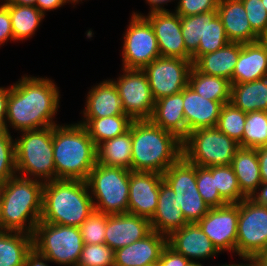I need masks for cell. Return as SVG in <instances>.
Returning <instances> with one entry per match:
<instances>
[{
	"label": "cell",
	"mask_w": 267,
	"mask_h": 266,
	"mask_svg": "<svg viewBox=\"0 0 267 266\" xmlns=\"http://www.w3.org/2000/svg\"><path fill=\"white\" fill-rule=\"evenodd\" d=\"M132 14L144 16L150 22L161 56L192 60V55L185 48L181 32V17L177 13L172 10L152 12L147 16L135 11Z\"/></svg>",
	"instance_id": "16"
},
{
	"label": "cell",
	"mask_w": 267,
	"mask_h": 266,
	"mask_svg": "<svg viewBox=\"0 0 267 266\" xmlns=\"http://www.w3.org/2000/svg\"><path fill=\"white\" fill-rule=\"evenodd\" d=\"M150 120L183 141L188 135L183 109V90L156 100Z\"/></svg>",
	"instance_id": "26"
},
{
	"label": "cell",
	"mask_w": 267,
	"mask_h": 266,
	"mask_svg": "<svg viewBox=\"0 0 267 266\" xmlns=\"http://www.w3.org/2000/svg\"><path fill=\"white\" fill-rule=\"evenodd\" d=\"M241 43L230 42L221 49L200 56L193 66L201 73L225 78L231 82Z\"/></svg>",
	"instance_id": "27"
},
{
	"label": "cell",
	"mask_w": 267,
	"mask_h": 266,
	"mask_svg": "<svg viewBox=\"0 0 267 266\" xmlns=\"http://www.w3.org/2000/svg\"><path fill=\"white\" fill-rule=\"evenodd\" d=\"M56 179L86 181L97 164V146L87 129L77 123L53 126Z\"/></svg>",
	"instance_id": "3"
},
{
	"label": "cell",
	"mask_w": 267,
	"mask_h": 266,
	"mask_svg": "<svg viewBox=\"0 0 267 266\" xmlns=\"http://www.w3.org/2000/svg\"><path fill=\"white\" fill-rule=\"evenodd\" d=\"M84 244H102L105 241L106 214L93 211L79 226Z\"/></svg>",
	"instance_id": "43"
},
{
	"label": "cell",
	"mask_w": 267,
	"mask_h": 266,
	"mask_svg": "<svg viewBox=\"0 0 267 266\" xmlns=\"http://www.w3.org/2000/svg\"><path fill=\"white\" fill-rule=\"evenodd\" d=\"M212 175L220 196L227 203H239L246 197L241 193L238 179L231 165L212 166Z\"/></svg>",
	"instance_id": "38"
},
{
	"label": "cell",
	"mask_w": 267,
	"mask_h": 266,
	"mask_svg": "<svg viewBox=\"0 0 267 266\" xmlns=\"http://www.w3.org/2000/svg\"><path fill=\"white\" fill-rule=\"evenodd\" d=\"M60 90L48 77L21 76L9 86L5 130L21 132L56 126ZM55 116V117H54Z\"/></svg>",
	"instance_id": "1"
},
{
	"label": "cell",
	"mask_w": 267,
	"mask_h": 266,
	"mask_svg": "<svg viewBox=\"0 0 267 266\" xmlns=\"http://www.w3.org/2000/svg\"><path fill=\"white\" fill-rule=\"evenodd\" d=\"M133 119L129 115H115L103 118H82L83 125L96 146L105 140L117 137L130 129Z\"/></svg>",
	"instance_id": "32"
},
{
	"label": "cell",
	"mask_w": 267,
	"mask_h": 266,
	"mask_svg": "<svg viewBox=\"0 0 267 266\" xmlns=\"http://www.w3.org/2000/svg\"><path fill=\"white\" fill-rule=\"evenodd\" d=\"M146 3L150 6L149 13L152 12H163V11H170L166 8H164V5L168 4L169 2L175 1V0H145Z\"/></svg>",
	"instance_id": "53"
},
{
	"label": "cell",
	"mask_w": 267,
	"mask_h": 266,
	"mask_svg": "<svg viewBox=\"0 0 267 266\" xmlns=\"http://www.w3.org/2000/svg\"><path fill=\"white\" fill-rule=\"evenodd\" d=\"M167 244L189 261L207 260L220 254L198 223H187L174 231L167 237Z\"/></svg>",
	"instance_id": "19"
},
{
	"label": "cell",
	"mask_w": 267,
	"mask_h": 266,
	"mask_svg": "<svg viewBox=\"0 0 267 266\" xmlns=\"http://www.w3.org/2000/svg\"><path fill=\"white\" fill-rule=\"evenodd\" d=\"M167 237L152 230L141 240L114 251V266H150L158 263Z\"/></svg>",
	"instance_id": "20"
},
{
	"label": "cell",
	"mask_w": 267,
	"mask_h": 266,
	"mask_svg": "<svg viewBox=\"0 0 267 266\" xmlns=\"http://www.w3.org/2000/svg\"><path fill=\"white\" fill-rule=\"evenodd\" d=\"M247 113L228 102L223 104L216 127L242 147V137Z\"/></svg>",
	"instance_id": "36"
},
{
	"label": "cell",
	"mask_w": 267,
	"mask_h": 266,
	"mask_svg": "<svg viewBox=\"0 0 267 266\" xmlns=\"http://www.w3.org/2000/svg\"><path fill=\"white\" fill-rule=\"evenodd\" d=\"M123 74L111 79L116 86L124 113L133 120L150 119L155 106L149 81L142 69H126Z\"/></svg>",
	"instance_id": "13"
},
{
	"label": "cell",
	"mask_w": 267,
	"mask_h": 266,
	"mask_svg": "<svg viewBox=\"0 0 267 266\" xmlns=\"http://www.w3.org/2000/svg\"><path fill=\"white\" fill-rule=\"evenodd\" d=\"M243 112H267V77L247 83L232 84L231 99Z\"/></svg>",
	"instance_id": "30"
},
{
	"label": "cell",
	"mask_w": 267,
	"mask_h": 266,
	"mask_svg": "<svg viewBox=\"0 0 267 266\" xmlns=\"http://www.w3.org/2000/svg\"><path fill=\"white\" fill-rule=\"evenodd\" d=\"M242 261H246L245 263L240 262L237 264V266H258L253 260H242Z\"/></svg>",
	"instance_id": "56"
},
{
	"label": "cell",
	"mask_w": 267,
	"mask_h": 266,
	"mask_svg": "<svg viewBox=\"0 0 267 266\" xmlns=\"http://www.w3.org/2000/svg\"><path fill=\"white\" fill-rule=\"evenodd\" d=\"M210 266H211V265H210ZM212 266H213V265H212ZM215 266H216V265H215ZM217 266H237V264H236V263H235V264H229V263L227 264V263H226V264H223V265L221 264V265H217Z\"/></svg>",
	"instance_id": "59"
},
{
	"label": "cell",
	"mask_w": 267,
	"mask_h": 266,
	"mask_svg": "<svg viewBox=\"0 0 267 266\" xmlns=\"http://www.w3.org/2000/svg\"><path fill=\"white\" fill-rule=\"evenodd\" d=\"M239 148V143L217 127L194 130L182 141L183 157L200 167L231 165Z\"/></svg>",
	"instance_id": "9"
},
{
	"label": "cell",
	"mask_w": 267,
	"mask_h": 266,
	"mask_svg": "<svg viewBox=\"0 0 267 266\" xmlns=\"http://www.w3.org/2000/svg\"><path fill=\"white\" fill-rule=\"evenodd\" d=\"M77 266H114V250L105 243L84 244Z\"/></svg>",
	"instance_id": "41"
},
{
	"label": "cell",
	"mask_w": 267,
	"mask_h": 266,
	"mask_svg": "<svg viewBox=\"0 0 267 266\" xmlns=\"http://www.w3.org/2000/svg\"><path fill=\"white\" fill-rule=\"evenodd\" d=\"M130 171L97 163L86 180L94 210L104 214L128 213Z\"/></svg>",
	"instance_id": "7"
},
{
	"label": "cell",
	"mask_w": 267,
	"mask_h": 266,
	"mask_svg": "<svg viewBox=\"0 0 267 266\" xmlns=\"http://www.w3.org/2000/svg\"><path fill=\"white\" fill-rule=\"evenodd\" d=\"M5 5L9 9L14 41L28 40L33 37L45 15L35 6Z\"/></svg>",
	"instance_id": "34"
},
{
	"label": "cell",
	"mask_w": 267,
	"mask_h": 266,
	"mask_svg": "<svg viewBox=\"0 0 267 266\" xmlns=\"http://www.w3.org/2000/svg\"><path fill=\"white\" fill-rule=\"evenodd\" d=\"M9 97V86L0 87V129H5L7 116V101Z\"/></svg>",
	"instance_id": "49"
},
{
	"label": "cell",
	"mask_w": 267,
	"mask_h": 266,
	"mask_svg": "<svg viewBox=\"0 0 267 266\" xmlns=\"http://www.w3.org/2000/svg\"><path fill=\"white\" fill-rule=\"evenodd\" d=\"M187 266H203L200 261H189Z\"/></svg>",
	"instance_id": "58"
},
{
	"label": "cell",
	"mask_w": 267,
	"mask_h": 266,
	"mask_svg": "<svg viewBox=\"0 0 267 266\" xmlns=\"http://www.w3.org/2000/svg\"><path fill=\"white\" fill-rule=\"evenodd\" d=\"M258 155L261 181L267 183V146L256 148Z\"/></svg>",
	"instance_id": "50"
},
{
	"label": "cell",
	"mask_w": 267,
	"mask_h": 266,
	"mask_svg": "<svg viewBox=\"0 0 267 266\" xmlns=\"http://www.w3.org/2000/svg\"><path fill=\"white\" fill-rule=\"evenodd\" d=\"M252 260L258 266H267V251L255 256Z\"/></svg>",
	"instance_id": "54"
},
{
	"label": "cell",
	"mask_w": 267,
	"mask_h": 266,
	"mask_svg": "<svg viewBox=\"0 0 267 266\" xmlns=\"http://www.w3.org/2000/svg\"><path fill=\"white\" fill-rule=\"evenodd\" d=\"M188 85L205 99L222 104L230 102L232 84L225 78L203 74L192 66Z\"/></svg>",
	"instance_id": "33"
},
{
	"label": "cell",
	"mask_w": 267,
	"mask_h": 266,
	"mask_svg": "<svg viewBox=\"0 0 267 266\" xmlns=\"http://www.w3.org/2000/svg\"><path fill=\"white\" fill-rule=\"evenodd\" d=\"M150 220L131 213L106 214L105 241L114 251L141 240L150 232Z\"/></svg>",
	"instance_id": "18"
},
{
	"label": "cell",
	"mask_w": 267,
	"mask_h": 266,
	"mask_svg": "<svg viewBox=\"0 0 267 266\" xmlns=\"http://www.w3.org/2000/svg\"><path fill=\"white\" fill-rule=\"evenodd\" d=\"M4 4L29 5L36 7V0H8Z\"/></svg>",
	"instance_id": "55"
},
{
	"label": "cell",
	"mask_w": 267,
	"mask_h": 266,
	"mask_svg": "<svg viewBox=\"0 0 267 266\" xmlns=\"http://www.w3.org/2000/svg\"><path fill=\"white\" fill-rule=\"evenodd\" d=\"M219 0H178L174 12L180 17L217 10Z\"/></svg>",
	"instance_id": "45"
},
{
	"label": "cell",
	"mask_w": 267,
	"mask_h": 266,
	"mask_svg": "<svg viewBox=\"0 0 267 266\" xmlns=\"http://www.w3.org/2000/svg\"><path fill=\"white\" fill-rule=\"evenodd\" d=\"M174 196L173 189L163 180L160 184L157 208L150 224L152 230L166 237L188 223Z\"/></svg>",
	"instance_id": "23"
},
{
	"label": "cell",
	"mask_w": 267,
	"mask_h": 266,
	"mask_svg": "<svg viewBox=\"0 0 267 266\" xmlns=\"http://www.w3.org/2000/svg\"><path fill=\"white\" fill-rule=\"evenodd\" d=\"M231 166L238 179L241 193L246 198H251L262 183L256 149L240 147L232 159Z\"/></svg>",
	"instance_id": "28"
},
{
	"label": "cell",
	"mask_w": 267,
	"mask_h": 266,
	"mask_svg": "<svg viewBox=\"0 0 267 266\" xmlns=\"http://www.w3.org/2000/svg\"><path fill=\"white\" fill-rule=\"evenodd\" d=\"M252 31L261 39L267 36V10L262 0H241Z\"/></svg>",
	"instance_id": "44"
},
{
	"label": "cell",
	"mask_w": 267,
	"mask_h": 266,
	"mask_svg": "<svg viewBox=\"0 0 267 266\" xmlns=\"http://www.w3.org/2000/svg\"><path fill=\"white\" fill-rule=\"evenodd\" d=\"M267 146V112H248L242 137V148Z\"/></svg>",
	"instance_id": "37"
},
{
	"label": "cell",
	"mask_w": 267,
	"mask_h": 266,
	"mask_svg": "<svg viewBox=\"0 0 267 266\" xmlns=\"http://www.w3.org/2000/svg\"><path fill=\"white\" fill-rule=\"evenodd\" d=\"M267 77V48L260 39L242 44L231 84L247 83Z\"/></svg>",
	"instance_id": "24"
},
{
	"label": "cell",
	"mask_w": 267,
	"mask_h": 266,
	"mask_svg": "<svg viewBox=\"0 0 267 266\" xmlns=\"http://www.w3.org/2000/svg\"><path fill=\"white\" fill-rule=\"evenodd\" d=\"M72 4L75 7L74 0H36V7L44 14L48 11L59 9L66 4Z\"/></svg>",
	"instance_id": "48"
},
{
	"label": "cell",
	"mask_w": 267,
	"mask_h": 266,
	"mask_svg": "<svg viewBox=\"0 0 267 266\" xmlns=\"http://www.w3.org/2000/svg\"><path fill=\"white\" fill-rule=\"evenodd\" d=\"M261 40L264 42V44L267 48V36H264L263 38H261Z\"/></svg>",
	"instance_id": "60"
},
{
	"label": "cell",
	"mask_w": 267,
	"mask_h": 266,
	"mask_svg": "<svg viewBox=\"0 0 267 266\" xmlns=\"http://www.w3.org/2000/svg\"><path fill=\"white\" fill-rule=\"evenodd\" d=\"M223 104L196 93L189 85L183 89V109L188 134L201 128L216 127Z\"/></svg>",
	"instance_id": "21"
},
{
	"label": "cell",
	"mask_w": 267,
	"mask_h": 266,
	"mask_svg": "<svg viewBox=\"0 0 267 266\" xmlns=\"http://www.w3.org/2000/svg\"><path fill=\"white\" fill-rule=\"evenodd\" d=\"M238 218L239 203H228L210 208L198 225L220 253L236 254Z\"/></svg>",
	"instance_id": "15"
},
{
	"label": "cell",
	"mask_w": 267,
	"mask_h": 266,
	"mask_svg": "<svg viewBox=\"0 0 267 266\" xmlns=\"http://www.w3.org/2000/svg\"><path fill=\"white\" fill-rule=\"evenodd\" d=\"M192 60L159 56L142 70L156 100L181 92L187 85Z\"/></svg>",
	"instance_id": "14"
},
{
	"label": "cell",
	"mask_w": 267,
	"mask_h": 266,
	"mask_svg": "<svg viewBox=\"0 0 267 266\" xmlns=\"http://www.w3.org/2000/svg\"><path fill=\"white\" fill-rule=\"evenodd\" d=\"M162 174L130 171L128 213L151 219L156 211Z\"/></svg>",
	"instance_id": "17"
},
{
	"label": "cell",
	"mask_w": 267,
	"mask_h": 266,
	"mask_svg": "<svg viewBox=\"0 0 267 266\" xmlns=\"http://www.w3.org/2000/svg\"><path fill=\"white\" fill-rule=\"evenodd\" d=\"M15 141L17 175L48 182L56 179L53 126L18 132Z\"/></svg>",
	"instance_id": "6"
},
{
	"label": "cell",
	"mask_w": 267,
	"mask_h": 266,
	"mask_svg": "<svg viewBox=\"0 0 267 266\" xmlns=\"http://www.w3.org/2000/svg\"><path fill=\"white\" fill-rule=\"evenodd\" d=\"M267 251V206L251 198L239 202L236 255L252 260Z\"/></svg>",
	"instance_id": "10"
},
{
	"label": "cell",
	"mask_w": 267,
	"mask_h": 266,
	"mask_svg": "<svg viewBox=\"0 0 267 266\" xmlns=\"http://www.w3.org/2000/svg\"><path fill=\"white\" fill-rule=\"evenodd\" d=\"M81 114H83L82 118L127 115L124 113L118 90L111 79H105L91 87Z\"/></svg>",
	"instance_id": "25"
},
{
	"label": "cell",
	"mask_w": 267,
	"mask_h": 266,
	"mask_svg": "<svg viewBox=\"0 0 267 266\" xmlns=\"http://www.w3.org/2000/svg\"><path fill=\"white\" fill-rule=\"evenodd\" d=\"M228 43L230 41L227 38L221 19L217 15V10L205 12L203 38H200L198 50L192 55V63L200 56L221 49Z\"/></svg>",
	"instance_id": "35"
},
{
	"label": "cell",
	"mask_w": 267,
	"mask_h": 266,
	"mask_svg": "<svg viewBox=\"0 0 267 266\" xmlns=\"http://www.w3.org/2000/svg\"><path fill=\"white\" fill-rule=\"evenodd\" d=\"M17 175L15 141L5 129H0V182H6Z\"/></svg>",
	"instance_id": "40"
},
{
	"label": "cell",
	"mask_w": 267,
	"mask_h": 266,
	"mask_svg": "<svg viewBox=\"0 0 267 266\" xmlns=\"http://www.w3.org/2000/svg\"><path fill=\"white\" fill-rule=\"evenodd\" d=\"M204 13L181 17V32L186 50L193 55L203 38Z\"/></svg>",
	"instance_id": "42"
},
{
	"label": "cell",
	"mask_w": 267,
	"mask_h": 266,
	"mask_svg": "<svg viewBox=\"0 0 267 266\" xmlns=\"http://www.w3.org/2000/svg\"><path fill=\"white\" fill-rule=\"evenodd\" d=\"M2 199H3V182H0V216L2 209Z\"/></svg>",
	"instance_id": "57"
},
{
	"label": "cell",
	"mask_w": 267,
	"mask_h": 266,
	"mask_svg": "<svg viewBox=\"0 0 267 266\" xmlns=\"http://www.w3.org/2000/svg\"><path fill=\"white\" fill-rule=\"evenodd\" d=\"M150 266H159V265H158V263H156V264H153V265H150Z\"/></svg>",
	"instance_id": "64"
},
{
	"label": "cell",
	"mask_w": 267,
	"mask_h": 266,
	"mask_svg": "<svg viewBox=\"0 0 267 266\" xmlns=\"http://www.w3.org/2000/svg\"><path fill=\"white\" fill-rule=\"evenodd\" d=\"M33 251V235L0 231V266H26Z\"/></svg>",
	"instance_id": "29"
},
{
	"label": "cell",
	"mask_w": 267,
	"mask_h": 266,
	"mask_svg": "<svg viewBox=\"0 0 267 266\" xmlns=\"http://www.w3.org/2000/svg\"><path fill=\"white\" fill-rule=\"evenodd\" d=\"M9 40L14 42L9 9L4 3H0V46H4Z\"/></svg>",
	"instance_id": "46"
},
{
	"label": "cell",
	"mask_w": 267,
	"mask_h": 266,
	"mask_svg": "<svg viewBox=\"0 0 267 266\" xmlns=\"http://www.w3.org/2000/svg\"><path fill=\"white\" fill-rule=\"evenodd\" d=\"M196 184L202 199L210 206V208L221 207L228 204L219 194L215 177L212 175V166L200 167L196 166Z\"/></svg>",
	"instance_id": "39"
},
{
	"label": "cell",
	"mask_w": 267,
	"mask_h": 266,
	"mask_svg": "<svg viewBox=\"0 0 267 266\" xmlns=\"http://www.w3.org/2000/svg\"><path fill=\"white\" fill-rule=\"evenodd\" d=\"M97 163L108 167H122L131 170L132 140L130 129L97 146Z\"/></svg>",
	"instance_id": "31"
},
{
	"label": "cell",
	"mask_w": 267,
	"mask_h": 266,
	"mask_svg": "<svg viewBox=\"0 0 267 266\" xmlns=\"http://www.w3.org/2000/svg\"><path fill=\"white\" fill-rule=\"evenodd\" d=\"M75 1V3L77 4H79L80 3V1L82 2L83 0H74Z\"/></svg>",
	"instance_id": "62"
},
{
	"label": "cell",
	"mask_w": 267,
	"mask_h": 266,
	"mask_svg": "<svg viewBox=\"0 0 267 266\" xmlns=\"http://www.w3.org/2000/svg\"><path fill=\"white\" fill-rule=\"evenodd\" d=\"M122 40L123 68L143 69L161 56L154 29L144 16L131 15Z\"/></svg>",
	"instance_id": "12"
},
{
	"label": "cell",
	"mask_w": 267,
	"mask_h": 266,
	"mask_svg": "<svg viewBox=\"0 0 267 266\" xmlns=\"http://www.w3.org/2000/svg\"><path fill=\"white\" fill-rule=\"evenodd\" d=\"M94 211L86 181L44 182L41 222L79 227Z\"/></svg>",
	"instance_id": "5"
},
{
	"label": "cell",
	"mask_w": 267,
	"mask_h": 266,
	"mask_svg": "<svg viewBox=\"0 0 267 266\" xmlns=\"http://www.w3.org/2000/svg\"><path fill=\"white\" fill-rule=\"evenodd\" d=\"M8 0H0V3H6Z\"/></svg>",
	"instance_id": "63"
},
{
	"label": "cell",
	"mask_w": 267,
	"mask_h": 266,
	"mask_svg": "<svg viewBox=\"0 0 267 266\" xmlns=\"http://www.w3.org/2000/svg\"><path fill=\"white\" fill-rule=\"evenodd\" d=\"M217 15L230 42L246 44L260 40L252 31L241 0H219Z\"/></svg>",
	"instance_id": "22"
},
{
	"label": "cell",
	"mask_w": 267,
	"mask_h": 266,
	"mask_svg": "<svg viewBox=\"0 0 267 266\" xmlns=\"http://www.w3.org/2000/svg\"><path fill=\"white\" fill-rule=\"evenodd\" d=\"M163 180L173 189L175 199L188 223H198L210 206L202 199L196 184V165L183 156L163 174Z\"/></svg>",
	"instance_id": "11"
},
{
	"label": "cell",
	"mask_w": 267,
	"mask_h": 266,
	"mask_svg": "<svg viewBox=\"0 0 267 266\" xmlns=\"http://www.w3.org/2000/svg\"><path fill=\"white\" fill-rule=\"evenodd\" d=\"M189 260L182 254L177 253L168 244L163 248L158 265L159 266H187Z\"/></svg>",
	"instance_id": "47"
},
{
	"label": "cell",
	"mask_w": 267,
	"mask_h": 266,
	"mask_svg": "<svg viewBox=\"0 0 267 266\" xmlns=\"http://www.w3.org/2000/svg\"><path fill=\"white\" fill-rule=\"evenodd\" d=\"M251 199L258 204L267 206V183L262 182L257 191L251 196Z\"/></svg>",
	"instance_id": "51"
},
{
	"label": "cell",
	"mask_w": 267,
	"mask_h": 266,
	"mask_svg": "<svg viewBox=\"0 0 267 266\" xmlns=\"http://www.w3.org/2000/svg\"><path fill=\"white\" fill-rule=\"evenodd\" d=\"M131 171L163 174L183 156L182 140L150 119L131 124Z\"/></svg>",
	"instance_id": "2"
},
{
	"label": "cell",
	"mask_w": 267,
	"mask_h": 266,
	"mask_svg": "<svg viewBox=\"0 0 267 266\" xmlns=\"http://www.w3.org/2000/svg\"><path fill=\"white\" fill-rule=\"evenodd\" d=\"M43 185L19 175L3 183L0 231L34 234L42 215Z\"/></svg>",
	"instance_id": "4"
},
{
	"label": "cell",
	"mask_w": 267,
	"mask_h": 266,
	"mask_svg": "<svg viewBox=\"0 0 267 266\" xmlns=\"http://www.w3.org/2000/svg\"><path fill=\"white\" fill-rule=\"evenodd\" d=\"M48 263H52V262L42 257L36 251L33 250L28 256L26 266H49Z\"/></svg>",
	"instance_id": "52"
},
{
	"label": "cell",
	"mask_w": 267,
	"mask_h": 266,
	"mask_svg": "<svg viewBox=\"0 0 267 266\" xmlns=\"http://www.w3.org/2000/svg\"><path fill=\"white\" fill-rule=\"evenodd\" d=\"M84 242L79 227L39 222L33 250L57 265L77 266Z\"/></svg>",
	"instance_id": "8"
},
{
	"label": "cell",
	"mask_w": 267,
	"mask_h": 266,
	"mask_svg": "<svg viewBox=\"0 0 267 266\" xmlns=\"http://www.w3.org/2000/svg\"><path fill=\"white\" fill-rule=\"evenodd\" d=\"M263 6L266 8L267 10V0H262Z\"/></svg>",
	"instance_id": "61"
}]
</instances>
